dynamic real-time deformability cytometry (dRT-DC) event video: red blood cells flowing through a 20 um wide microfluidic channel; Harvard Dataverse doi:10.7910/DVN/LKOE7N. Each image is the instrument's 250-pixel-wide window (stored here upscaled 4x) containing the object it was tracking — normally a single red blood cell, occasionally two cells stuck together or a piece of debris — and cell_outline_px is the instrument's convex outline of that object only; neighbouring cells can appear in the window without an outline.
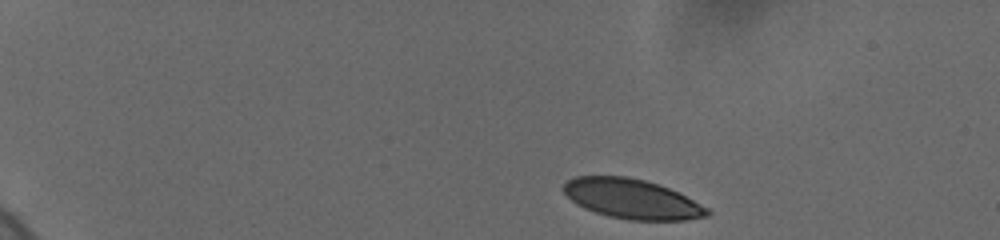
{"species": "human", "species_latin": "Homo sapiens", "temperature_condition": "cold", "stored_images_in_passage": 30, "camera_frame_rate_fps": 3000, "um_per_image_px": 0.085, "donor": {"sex": "female"}, "frame": {"image": 1, "passage_image": 1, "time_ms": 0.0, "image_size_px": [1000, 240], "cell_outline_px": [[712, 212], [708, 216], [688, 220], [628, 220], [608, 216], [584, 208], [576, 204], [564, 192], [564, 184], [568, 180], [576, 176], [628, 176], [644, 180], [668, 188], [708, 208]], "centroid_in_image_um": [53.71, 16.91], "position_along_channel_um": 31.3, "area_um2": 32.95}}
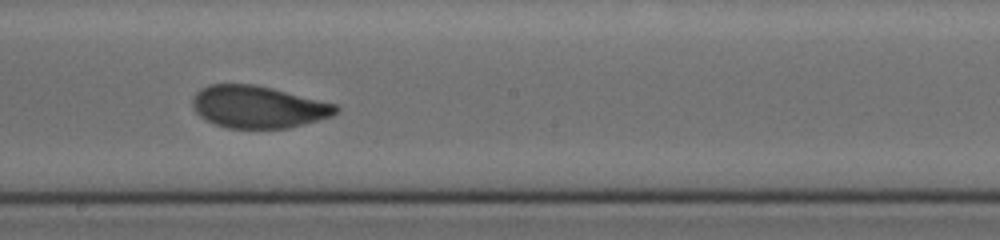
{"frame": {"image": 2, "passage_image": 17, "time_ms": 8.333, "image_size_px": [1000, 240], "cell_outline_px": [[340, 112], [332, 116], [288, 128], [228, 128], [216, 124], [200, 116], [196, 112], [192, 104], [192, 100], [196, 92], [200, 88], [208, 84], [252, 84], [272, 88], [336, 104], [340, 108]], "centroid_in_image_um": [21.95, 9.08], "position_along_channel_um": 226.3, "area_um2": 35.14}}
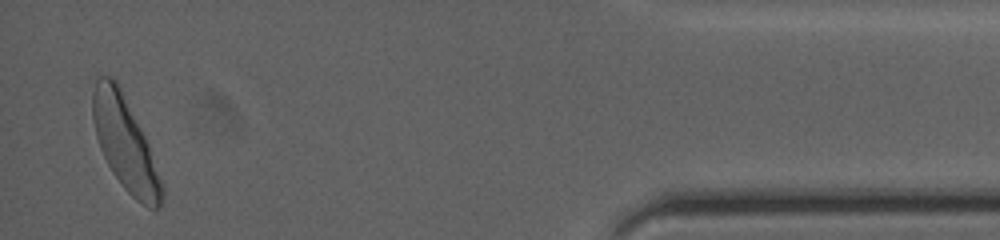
{"frame": {"image": 3, "passage_image": 30, "time_ms": 15.333, "image_size_px": [1000, 240], "cell_outline_px": [[164, 196], [160, 208], [148, 208], [136, 200], [124, 188], [112, 172], [100, 148], [96, 136], [92, 116], [92, 92], [96, 76], [108, 76], [116, 80], [144, 136], [164, 188]], "centroid_in_image_um": [10.6, 12.22], "position_along_channel_um": 424.6, "area_um2": 36.82}, "authors_computed_cell_mechanics": {"area_um2": 35.0846, "velocity_mm_per_s": 3.6466, "shape_relaxation_time_tau1_ms": 2.8964, "shape_relaxation_time_tau2_ms": 0.9837, "deformation_change_tau1": 0.1384, "deformation_change_tau2": 0.0444}}